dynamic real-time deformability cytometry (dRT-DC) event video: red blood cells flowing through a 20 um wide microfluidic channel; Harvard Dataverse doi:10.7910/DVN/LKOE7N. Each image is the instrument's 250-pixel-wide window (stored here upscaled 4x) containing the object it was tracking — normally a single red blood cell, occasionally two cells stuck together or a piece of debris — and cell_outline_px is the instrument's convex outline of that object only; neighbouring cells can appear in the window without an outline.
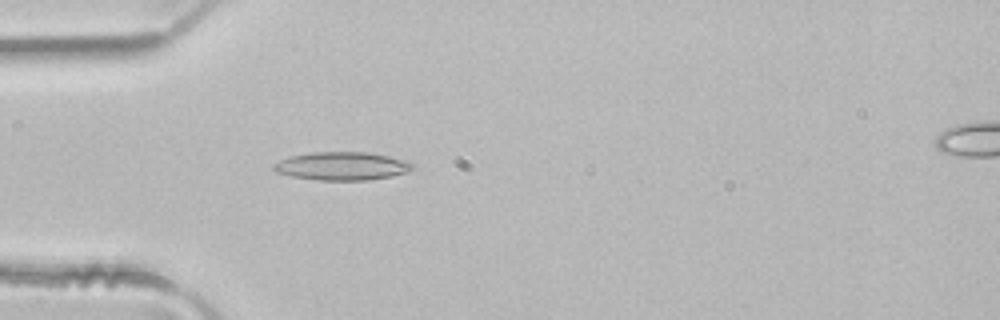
{"species": "common noctule bat (a hibernating species)", "species_latin": "Nyctalus noctula", "temperature_condition": "room temperature", "stored_images_in_passage": 41, "camera_frame_rate_fps": 3000, "um_per_image_px": 0.085, "animal": {"sex": "male", "body_mass_g": 21.5, "forearm_length_mm": 52.0}, "frame": {"image": 1, "passage_image": 6, "time_ms": 1.667, "image_size_px": [1000, 320], "cell_outline_px": [[416, 168], [408, 172], [392, 176], [368, 180], [316, 180], [292, 176], [276, 172], [272, 168], [272, 164], [288, 156], [312, 152], [368, 152], [388, 156], [404, 160], [412, 164]], "centroid_in_image_um": [29.05, 14.11], "position_along_channel_um": 55.9, "area_um2": 22.95}}
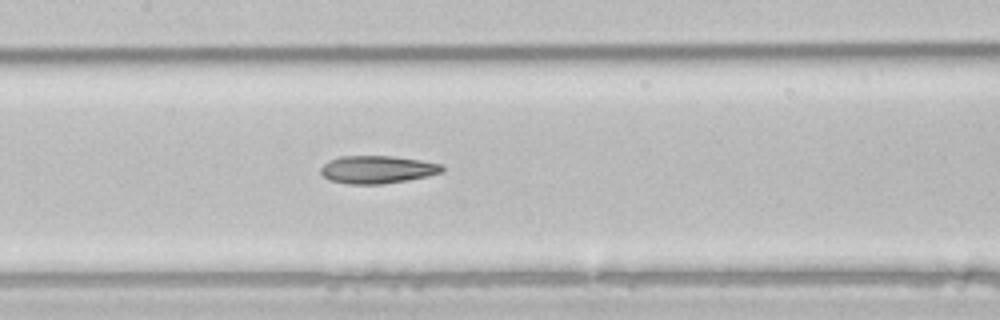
{"frame": {"image": 2, "passage_image": 15, "time_ms": 4.667, "image_size_px": [1000, 320], "cell_outline_px": [[444, 172], [428, 176], [384, 184], [348, 184], [328, 180], [320, 172], [320, 168], [328, 160], [340, 156], [392, 156], [420, 160], [440, 164], [444, 168]], "centroid_in_image_um": [32.05, 14.41], "position_along_channel_um": 175.4, "area_um2": 19.71}}
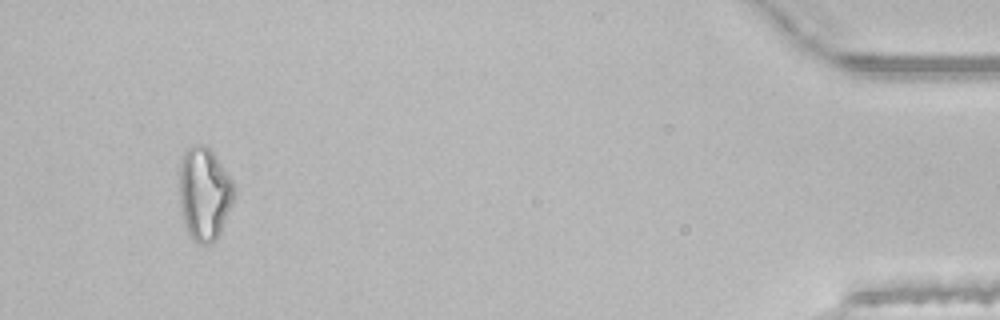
{"frame": {"image": 3, "passage_image": 38, "time_ms": 12.333, "image_size_px": [1000, 320], "cell_outline_px": [[232, 200], [220, 232], [208, 244], [196, 244], [192, 240], [184, 224], [180, 204], [180, 156], [184, 148], [192, 144], [204, 144], [212, 152], [232, 180]], "centroid_in_image_um": [17.3, 16.42], "position_along_channel_um": 417.9, "area_um2": 29.25}, "authors_computed_cell_mechanics": {"area_um2": 21.2126, "velocity_mm_per_s": 4.1498, "shape_relaxation_time_tau1_ms": 8.7867, "shape_relaxation_time_tau2_ms": 4.6542, "deformation_change_tau1": 0.2245, "deformation_change_tau2": 0.1641}}